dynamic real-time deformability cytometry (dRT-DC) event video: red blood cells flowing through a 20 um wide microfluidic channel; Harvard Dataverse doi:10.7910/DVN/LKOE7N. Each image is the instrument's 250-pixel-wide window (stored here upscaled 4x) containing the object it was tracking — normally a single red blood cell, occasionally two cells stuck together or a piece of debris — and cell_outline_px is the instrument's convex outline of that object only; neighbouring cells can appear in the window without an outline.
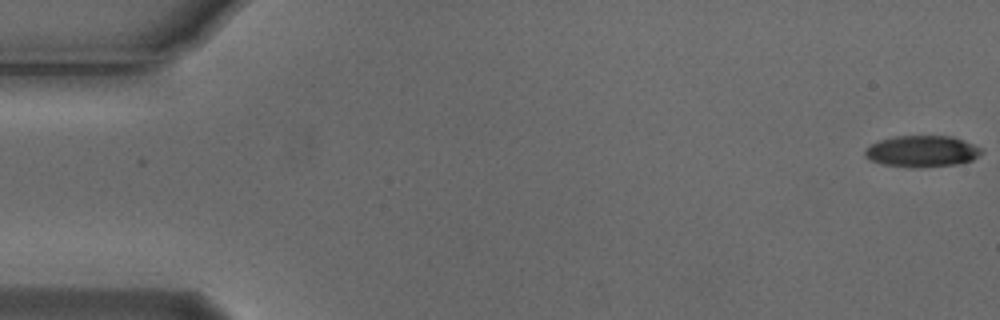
{"species": "Egyptian fruit bat (a non-hibernating species)", "species_latin": "Rousettus aegyptiacus", "temperature_condition": "cold", "stored_images_in_passage": 5, "camera_frame_rate_fps": 3000, "um_per_image_px": 0.085, "animal": {"sex": "male"}, "frame": {"image": 1, "passage_image": 1, "time_ms": 0.0, "image_size_px": [1000, 320], "cell_outline_px": [[984, 152], [972, 160], [956, 164], [912, 168], [884, 164], [872, 160], [864, 156], [864, 152], [872, 144], [880, 140], [896, 136], [952, 136], [972, 144], [980, 148]], "centroid_in_image_um": [78.38, 12.86], "position_along_channel_um": 6.6, "area_um2": 21.04}}
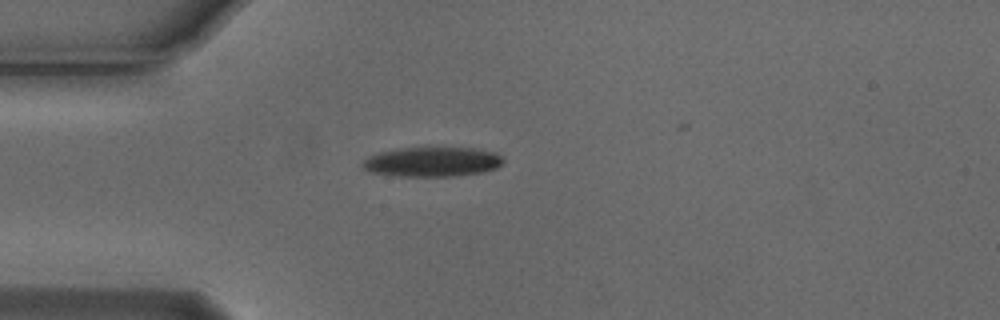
{"frame": {"image": 2, "passage_image": 5, "time_ms": 1.333, "image_size_px": [1000, 320], "cell_outline_px": [[504, 160], [496, 168], [484, 172], [452, 176], [396, 176], [372, 172], [364, 168], [364, 160], [380, 152], [400, 148], [428, 144], [472, 148], [496, 152]], "centroid_in_image_um": [36.79, 13.7], "position_along_channel_um": 48.2, "area_um2": 24.97}}